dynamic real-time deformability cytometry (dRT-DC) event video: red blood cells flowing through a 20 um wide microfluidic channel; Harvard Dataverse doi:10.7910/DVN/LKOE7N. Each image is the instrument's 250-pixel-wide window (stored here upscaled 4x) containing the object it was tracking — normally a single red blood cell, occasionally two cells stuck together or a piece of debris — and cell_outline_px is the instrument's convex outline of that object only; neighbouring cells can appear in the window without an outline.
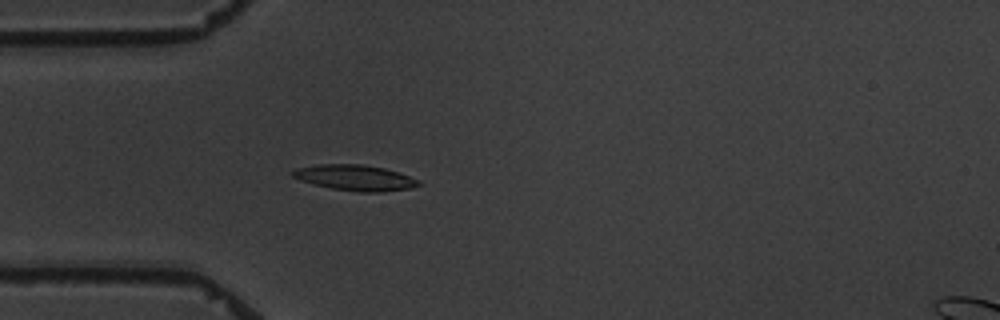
{"species": "common noctule bat (a hibernating species)", "species_latin": "Nyctalus noctula", "temperature_condition": "warm", "stored_images_in_passage": 4, "camera_frame_rate_fps": 3000, "um_per_image_px": 0.085, "animal": {"sex": "male", "body_mass_g": 19.5, "forearm_length_mm": 54.6}, "frame": {"image": 1, "passage_image": 4, "time_ms": 4.667, "image_size_px": [1000, 320], "cell_outline_px": [[424, 184], [412, 188], [380, 192], [360, 192], [332, 188], [300, 180], [292, 176], [292, 172], [296, 168], [320, 164], [364, 164], [384, 168], [400, 172], [420, 180]], "centroid_in_image_um": [30.26, 15.1], "position_along_channel_um": 54.7, "area_um2": 18.9}}